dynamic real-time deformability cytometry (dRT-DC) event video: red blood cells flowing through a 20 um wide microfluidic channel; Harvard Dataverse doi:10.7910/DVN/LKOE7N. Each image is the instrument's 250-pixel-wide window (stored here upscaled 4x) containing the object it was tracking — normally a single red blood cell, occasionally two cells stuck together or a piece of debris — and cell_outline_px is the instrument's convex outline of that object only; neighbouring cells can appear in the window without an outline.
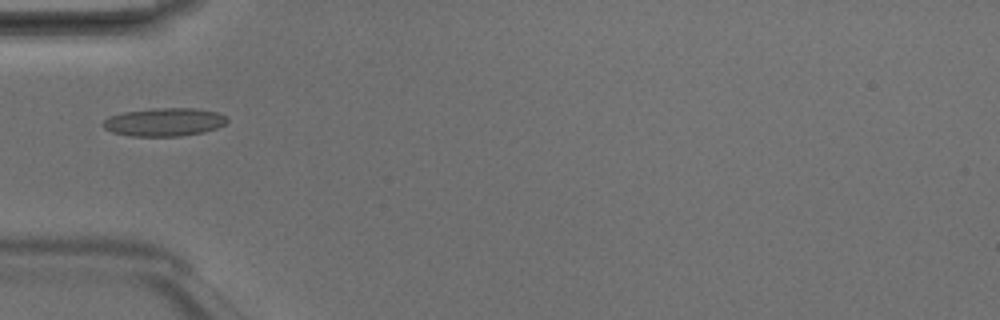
{"species": "Egyptian fruit bat (a non-hibernating species)", "species_latin": "Rousettus aegyptiacus", "temperature_condition": "room temperature", "stored_images_in_passage": 5, "camera_frame_rate_fps": 3000, "um_per_image_px": 0.085, "animal": {"sex": "male"}, "frame": {"image": 1, "passage_image": 5, "time_ms": 1.333, "image_size_px": [1000, 320], "cell_outline_px": [[228, 120], [224, 124], [216, 128], [204, 132], [180, 136], [132, 136], [112, 132], [104, 128], [100, 124], [108, 116], [124, 112], [152, 108], [196, 108], [216, 112], [224, 116]], "centroid_in_image_um": [13.92, 10.37], "position_along_channel_um": 71.1, "area_um2": 20.4}}